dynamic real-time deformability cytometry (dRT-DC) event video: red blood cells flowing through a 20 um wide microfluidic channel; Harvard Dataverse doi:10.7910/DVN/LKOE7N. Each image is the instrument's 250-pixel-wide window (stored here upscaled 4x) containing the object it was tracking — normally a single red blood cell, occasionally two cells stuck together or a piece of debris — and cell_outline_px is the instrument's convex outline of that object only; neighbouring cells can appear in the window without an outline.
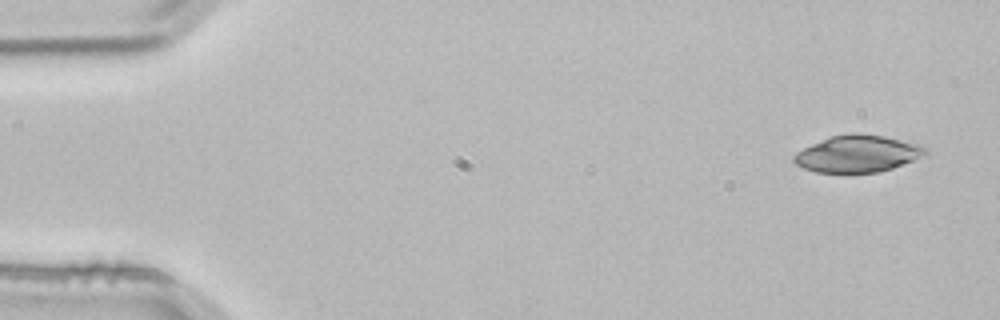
{"species": "common noctule bat (a hibernating species)", "species_latin": "Nyctalus noctula", "temperature_condition": "room temperature", "stored_images_in_passage": 3, "camera_frame_rate_fps": 3000, "um_per_image_px": 0.085, "animal": {"sex": "male", "body_mass_g": 21.5, "forearm_length_mm": 52.0}, "frame": {"image": 1, "passage_image": 1, "time_ms": 0.0, "image_size_px": [1000, 320], "cell_outline_px": [[928, 152], [924, 156], [892, 168], [880, 172], [816, 172], [804, 168], [796, 164], [792, 160], [792, 156], [796, 152], [812, 144], [832, 136], [852, 132], [856, 132], [884, 136], [920, 144]], "centroid_in_image_um": [72.89, 13.06], "position_along_channel_um": 12.1, "area_um2": 28.15}}